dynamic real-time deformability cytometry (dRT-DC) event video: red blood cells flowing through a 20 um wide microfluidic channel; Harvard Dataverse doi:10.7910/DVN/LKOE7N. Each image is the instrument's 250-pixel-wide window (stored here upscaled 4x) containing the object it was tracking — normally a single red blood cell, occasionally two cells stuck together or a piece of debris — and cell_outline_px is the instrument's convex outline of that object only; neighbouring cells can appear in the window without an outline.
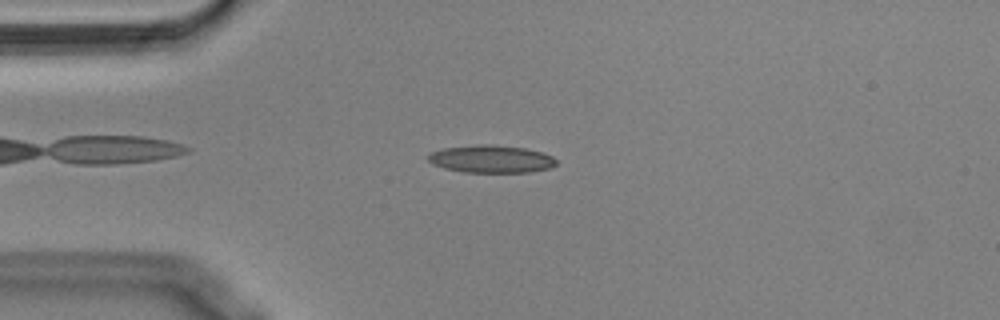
{"species": "Egyptian fruit bat (a non-hibernating species)", "species_latin": "Rousettus aegyptiacus", "temperature_condition": "cold", "stored_images_in_passage": 50, "segment_of_instrument_passage": [1, 2], "camera_frame_rate_fps": 3000, "um_per_image_px": 0.085, "animal": {"sex": "male"}, "frame": {"image": 1, "passage_image": 8, "time_ms": 2.333, "image_size_px": [1000, 320], "cell_outline_px": [[556, 164], [552, 168], [528, 172], [464, 172], [444, 168], [432, 164], [428, 160], [428, 156], [432, 152], [444, 148], [484, 144], [524, 148], [540, 152], [552, 156], [556, 160]], "centroid_in_image_um": [41.76, 13.53], "position_along_channel_um": 43.2, "area_um2": 20.35}}
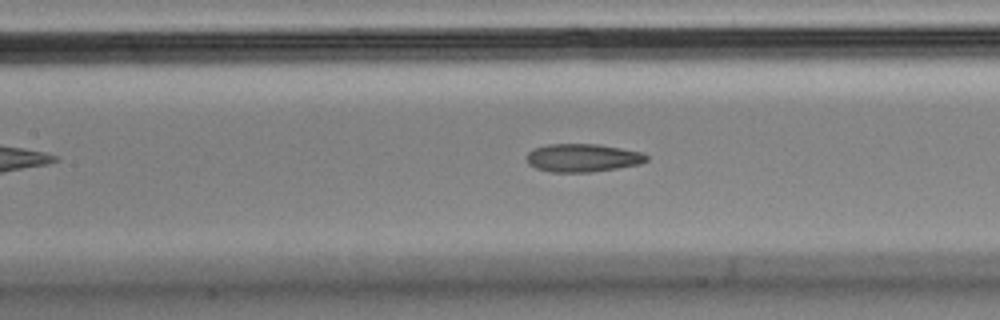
{"frame": {"image": 2, "passage_image": 19, "time_ms": 6.0, "image_size_px": [1000, 320], "cell_outline_px": [[648, 160], [640, 164], [592, 172], [552, 172], [536, 168], [528, 164], [528, 152], [536, 148], [548, 144], [600, 144], [640, 152], [648, 156]], "centroid_in_image_um": [49.54, 13.42], "position_along_channel_um": 157.9, "area_um2": 19.48}}
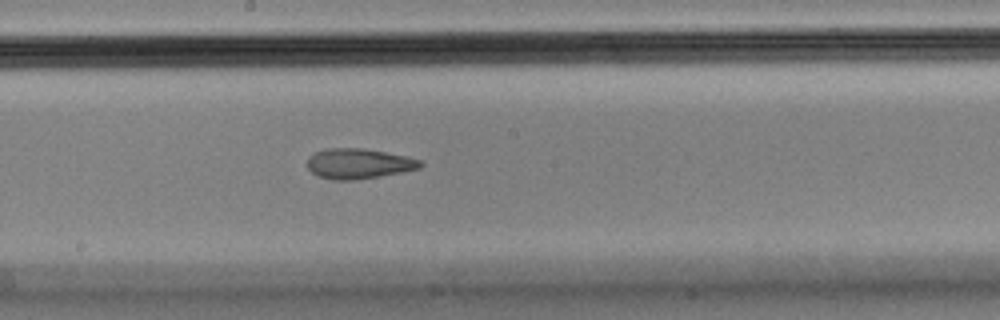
{"frame": {"image": 3, "passage_image": 24, "time_ms": 7.667, "image_size_px": [1000, 320], "cell_outline_px": [[424, 164], [420, 168], [380, 176], [356, 180], [332, 180], [316, 176], [308, 168], [308, 156], [316, 152], [328, 148], [360, 148], [408, 156], [420, 160]], "centroid_in_image_um": [30.47, 13.91], "position_along_channel_um": 217.7, "area_um2": 19.88}}